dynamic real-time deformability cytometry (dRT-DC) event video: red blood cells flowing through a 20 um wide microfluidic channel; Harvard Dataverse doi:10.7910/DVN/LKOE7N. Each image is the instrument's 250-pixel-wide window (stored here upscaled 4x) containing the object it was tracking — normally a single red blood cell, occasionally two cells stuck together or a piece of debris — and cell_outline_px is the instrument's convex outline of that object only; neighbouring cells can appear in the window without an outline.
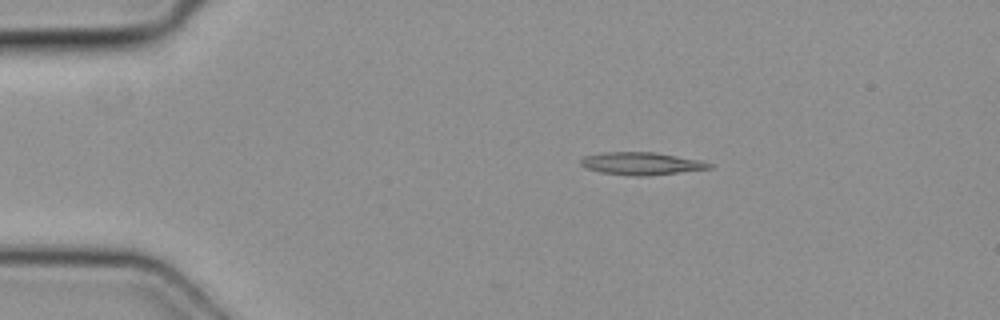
{"species": "common noctule bat (a hibernating species)", "species_latin": "Nyctalus noctula", "temperature_condition": "cold", "stored_images_in_passage": 4, "camera_frame_rate_fps": 3000, "um_per_image_px": 0.085, "animal": {"sex": "female", "body_mass_g": 19.3, "forearm_length_mm": 54.1}, "frame": {"image": 1, "passage_image": 2, "time_ms": 0.333, "image_size_px": [1000, 320], "cell_outline_px": [[712, 168], [648, 176], [632, 176], [600, 172], [588, 168], [580, 164], [580, 160], [584, 156], [604, 152], [652, 152], [700, 160], [712, 164]], "centroid_in_image_um": [54.5, 13.9], "position_along_channel_um": 30.5, "area_um2": 16.76}}
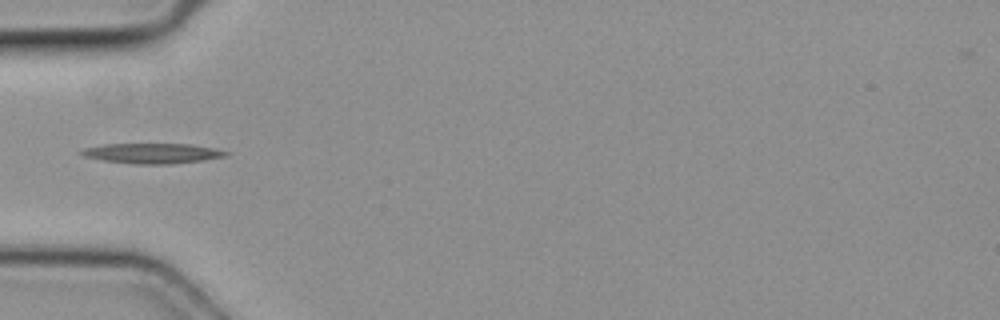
{"frame": {"image": 2, "passage_image": 4, "time_ms": 1.0, "image_size_px": [1000, 320], "cell_outline_px": [[232, 152], [228, 156], [204, 160], [172, 164], [132, 164], [104, 160], [84, 156], [80, 152], [84, 148], [104, 144], [188, 144], [216, 148]], "centroid_in_image_um": [13.03, 13.03], "position_along_channel_um": 72.0, "area_um2": 17.05}}